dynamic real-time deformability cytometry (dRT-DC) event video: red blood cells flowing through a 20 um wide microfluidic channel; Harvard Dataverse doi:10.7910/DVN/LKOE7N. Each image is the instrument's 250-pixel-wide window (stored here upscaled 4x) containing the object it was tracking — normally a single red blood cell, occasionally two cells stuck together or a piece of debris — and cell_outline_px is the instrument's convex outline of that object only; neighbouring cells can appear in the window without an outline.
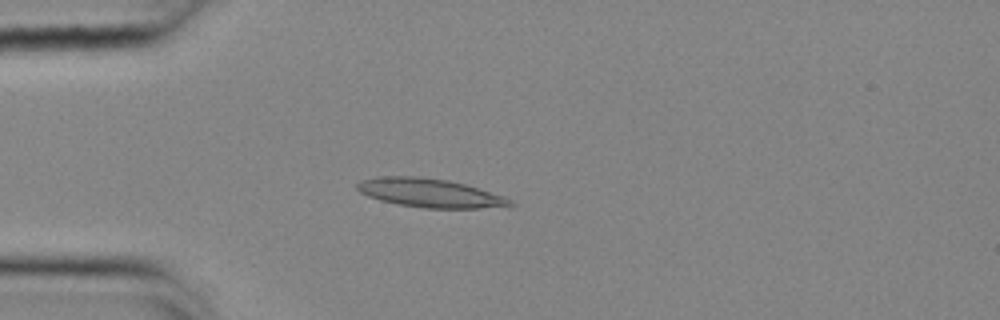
{"species": "common noctule bat (a hibernating species)", "species_latin": "Nyctalus noctula", "temperature_condition": "cold", "stored_images_in_passage": 54, "camera_frame_rate_fps": 3000, "um_per_image_px": 0.085, "animal": {"sex": "female", "body_mass_g": 25.1}, "frame": {"image": 1, "passage_image": 14, "time_ms": 4.333, "image_size_px": [1000, 320], "cell_outline_px": [[516, 204], [480, 208], [424, 208], [400, 204], [380, 200], [368, 196], [360, 192], [356, 188], [356, 184], [360, 180], [376, 176], [420, 176], [448, 180], [464, 184], [504, 196], [512, 200]], "centroid_in_image_um": [36.48, 16.39], "position_along_channel_um": 48.5, "area_um2": 25.49}}
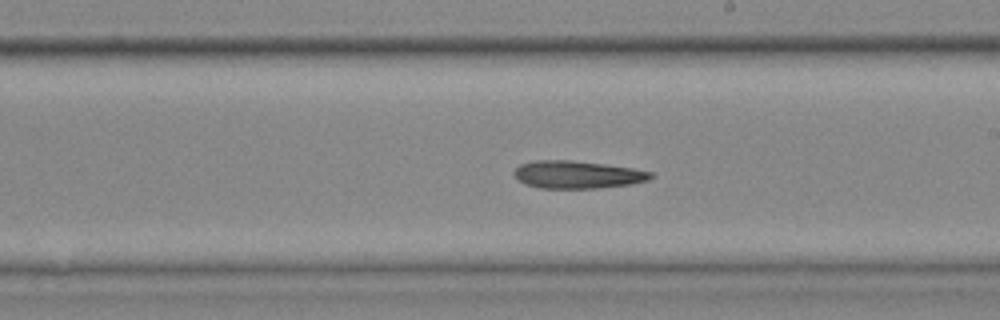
{"frame": {"image": 2, "passage_image": 31, "time_ms": 10.0, "image_size_px": [1000, 320], "cell_outline_px": [[656, 176], [648, 180], [632, 184], [600, 188], [540, 188], [528, 184], [520, 180], [512, 172], [520, 164], [532, 160], [572, 160], [604, 164], [632, 168], [652, 172]], "centroid_in_image_um": [49.11, 14.83], "position_along_channel_um": 239.9, "area_um2": 22.02}}
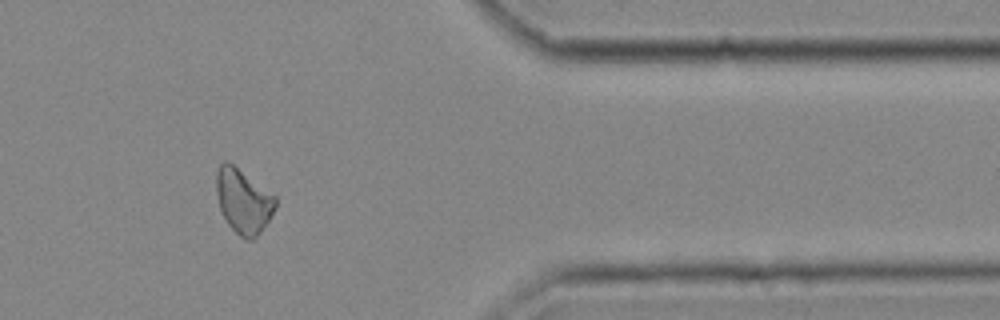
{"frame": {"image": 3, "passage_image": 45, "time_ms": 14.667, "image_size_px": [1000, 320], "cell_outline_px": [[276, 204], [268, 220], [260, 232], [252, 240], [244, 240], [228, 224], [220, 208], [216, 192], [216, 172], [220, 164], [224, 160], [228, 160], [276, 196]], "centroid_in_image_um": [20.66, 17.06], "position_along_channel_um": 390.7, "area_um2": 22.02}, "authors_computed_cell_mechanics": {"area_um2": 22.5709, "velocity_mm_per_s": 3.6547, "shape_relaxation_time_tau1_ms": null, "shape_relaxation_time_tau2_ms": 6.5347, "deformation_change_tau1": null, "deformation_change_tau2": 0.1666}}